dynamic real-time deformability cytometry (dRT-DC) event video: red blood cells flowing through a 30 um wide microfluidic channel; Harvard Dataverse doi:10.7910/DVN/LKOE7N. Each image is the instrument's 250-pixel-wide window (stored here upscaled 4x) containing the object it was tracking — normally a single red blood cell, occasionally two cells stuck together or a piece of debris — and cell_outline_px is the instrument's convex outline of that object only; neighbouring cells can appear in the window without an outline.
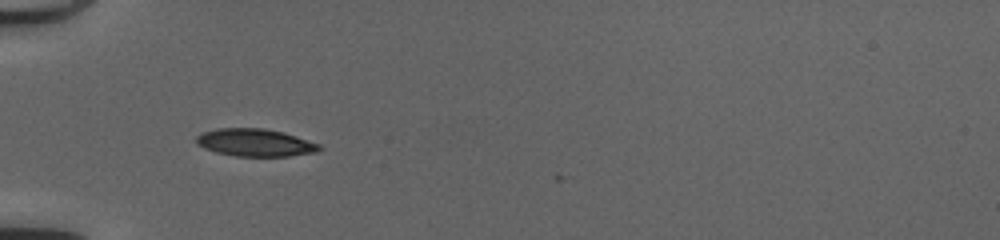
{"species": "common noctule bat (a hibernating species)", "species_latin": "Nyctalus noctula", "temperature_condition": "cold", "stored_images_in_passage": 5, "camera_frame_rate_fps": 3000, "um_per_image_px": 0.085, "animal": {"sex": "female", "body_mass_g": 20.0, "forearm_length_mm": 54.0}, "frame": {"image": 1, "passage_image": 3, "time_ms": 0.667, "image_size_px": [1000, 240], "cell_outline_px": [[320, 148], [316, 152], [288, 156], [236, 156], [216, 152], [204, 148], [196, 144], [196, 136], [204, 132], [216, 128], [264, 128], [280, 132], [320, 144]], "centroid_in_image_um": [21.63, 12.12], "position_along_channel_um": 63.4, "area_um2": 19.48}}